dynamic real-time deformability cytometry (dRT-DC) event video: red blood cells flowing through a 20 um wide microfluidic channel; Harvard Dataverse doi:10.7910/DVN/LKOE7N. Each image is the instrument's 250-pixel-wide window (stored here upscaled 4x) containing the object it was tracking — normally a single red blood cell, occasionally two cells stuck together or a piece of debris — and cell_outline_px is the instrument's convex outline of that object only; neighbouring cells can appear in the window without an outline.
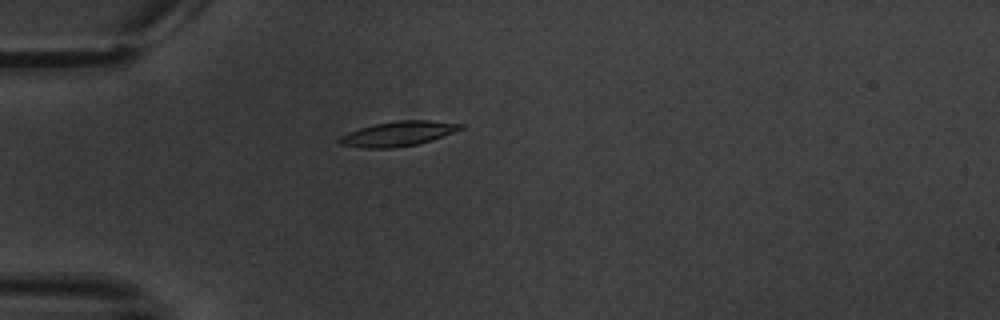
{"species": "common noctule bat (a hibernating species)", "species_latin": "Nyctalus noctula", "temperature_condition": "warm", "stored_images_in_passage": 5, "camera_frame_rate_fps": 3000, "um_per_image_px": 0.085, "animal": {"sex": "male", "body_mass_g": 20.1, "forearm_length_mm": 53.5}, "frame": {"image": 1, "passage_image": 5, "time_ms": 6.0, "image_size_px": [1000, 320], "cell_outline_px": [[464, 128], [432, 140], [416, 144], [396, 148], [360, 148], [340, 144], [336, 140], [340, 136], [348, 132], [360, 128], [376, 124], [400, 120], [428, 120], [464, 124]], "centroid_in_image_um": [33.82, 11.37], "position_along_channel_um": 51.2, "area_um2": 17.46}}